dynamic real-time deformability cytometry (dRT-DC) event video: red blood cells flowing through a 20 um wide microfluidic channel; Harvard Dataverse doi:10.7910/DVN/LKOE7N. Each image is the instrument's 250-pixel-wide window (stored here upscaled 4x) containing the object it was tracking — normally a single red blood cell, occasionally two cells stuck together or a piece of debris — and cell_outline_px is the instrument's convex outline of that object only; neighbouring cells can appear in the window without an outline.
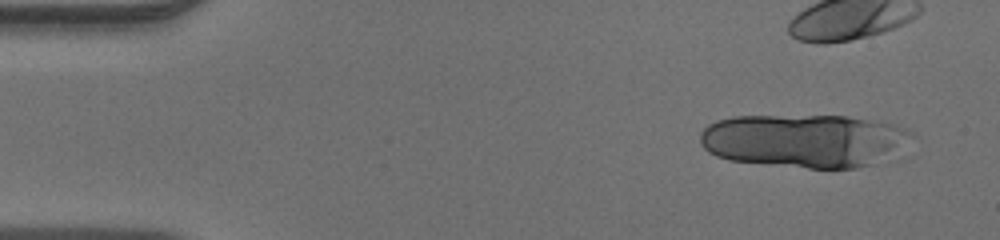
{"species": "human", "species_latin": "Homo sapiens", "temperature_condition": "warm", "stored_images_in_passage": 14, "camera_frame_rate_fps": 3000, "um_per_image_px": 0.085, "donor": {"sex": "male"}, "frame": {"image": 1, "passage_image": 3, "time_ms": 0.667, "image_size_px": [1000, 240], "cell_outline_px": [[916, 136], [872, 164], [856, 168], [808, 168], [728, 160], [716, 156], [708, 152], [700, 144], [700, 132], [708, 124], [716, 120], [732, 116], [848, 116], [892, 124], [904, 128], [912, 132]], "centroid_in_image_um": [68.27, 11.94], "position_along_channel_um": 16.7, "area_um2": 65.31}}